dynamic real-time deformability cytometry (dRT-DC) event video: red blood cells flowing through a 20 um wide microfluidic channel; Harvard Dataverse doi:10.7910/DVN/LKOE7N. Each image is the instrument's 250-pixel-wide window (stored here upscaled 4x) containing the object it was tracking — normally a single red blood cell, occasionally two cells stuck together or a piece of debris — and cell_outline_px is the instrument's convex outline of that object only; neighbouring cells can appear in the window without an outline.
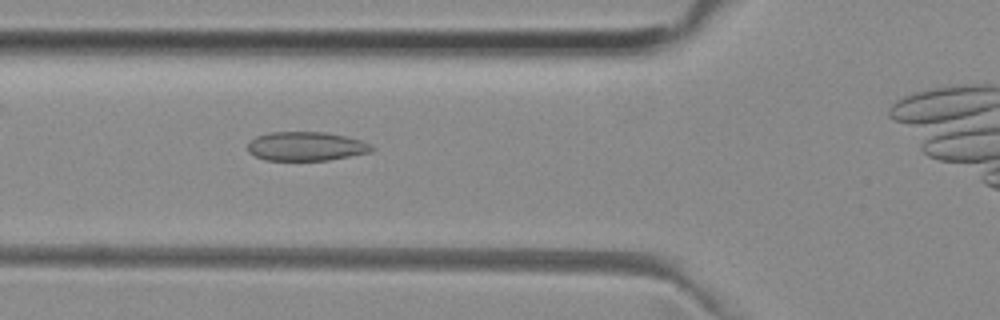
{"species": "common noctule bat (a hibernating species)", "species_latin": "Nyctalus noctula", "temperature_condition": "room temperature", "stored_images_in_passage": 35, "camera_frame_rate_fps": 3000, "um_per_image_px": 0.085, "animal": {"sex": "female", "body_mass_g": 29.2, "forearm_length_mm": 56.3}, "frame": {"image": 1, "passage_image": 11, "time_ms": 3.333, "image_size_px": [1000, 320], "cell_outline_px": [[376, 148], [372, 152], [328, 160], [264, 160], [248, 152], [248, 144], [256, 136], [272, 132], [324, 132], [344, 136], [360, 140], [372, 144]], "centroid_in_image_um": [26.05, 12.44], "position_along_channel_um": 99.8, "area_um2": 20.92}}
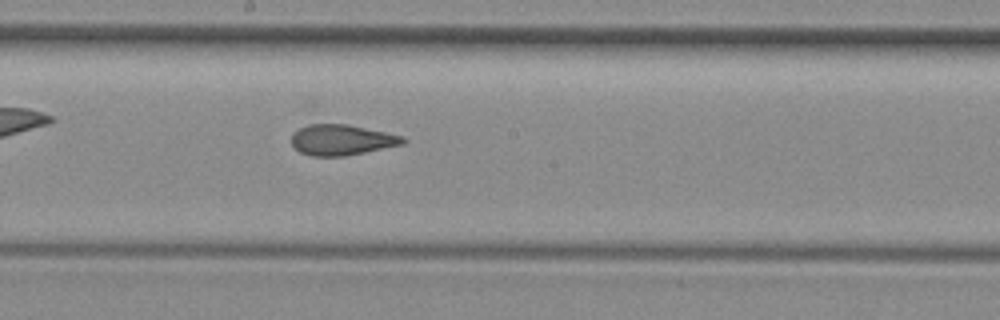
{"frame": {"image": 2, "passage_image": 20, "time_ms": 6.333, "image_size_px": [1000, 320], "cell_outline_px": [[408, 140], [404, 144], [344, 156], [312, 156], [300, 152], [292, 144], [292, 136], [300, 128], [308, 124], [348, 124], [404, 136]], "centroid_in_image_um": [29.08, 11.89], "position_along_channel_um": 219.1, "area_um2": 19.77}}
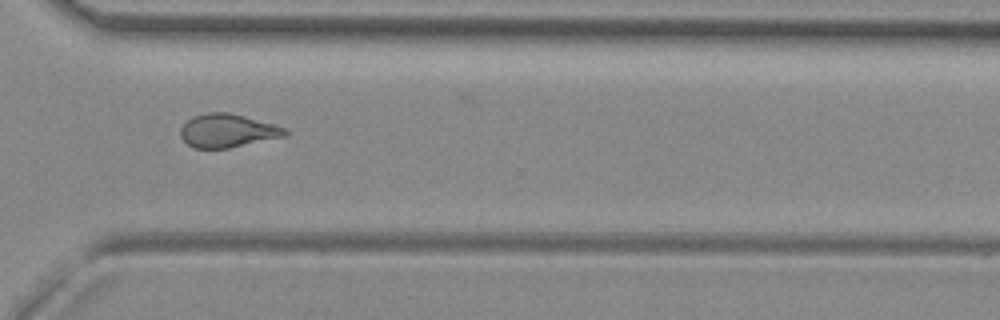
{"frame": {"image": 3, "passage_image": 30, "time_ms": 9.667, "image_size_px": [1000, 320], "cell_outline_px": [[288, 132], [284, 136], [228, 148], [192, 148], [180, 136], [180, 128], [192, 116], [208, 112], [228, 112], [244, 116], [288, 128]], "centroid_in_image_um": [19.32, 11.1], "position_along_channel_um": 351.3, "area_um2": 20.23}}